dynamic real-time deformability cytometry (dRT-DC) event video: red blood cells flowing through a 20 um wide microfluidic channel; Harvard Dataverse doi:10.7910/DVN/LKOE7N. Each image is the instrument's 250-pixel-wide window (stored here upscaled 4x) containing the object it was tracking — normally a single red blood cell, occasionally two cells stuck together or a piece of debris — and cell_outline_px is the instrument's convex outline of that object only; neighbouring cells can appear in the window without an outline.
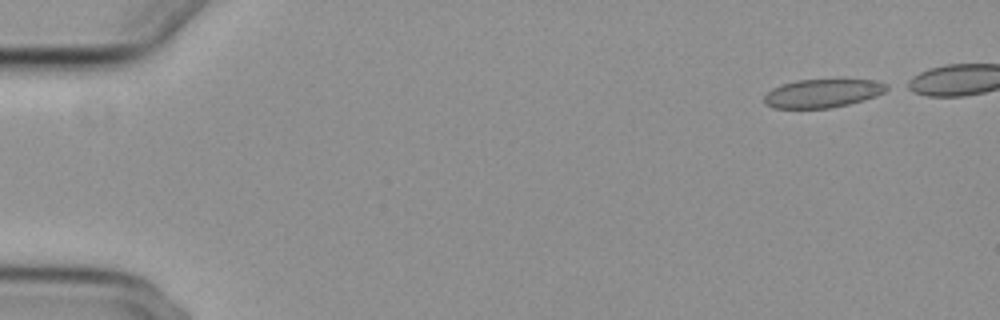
{"species": "common noctule bat (a hibernating species)", "species_latin": "Nyctalus noctula", "temperature_condition": "cold", "stored_images_in_passage": 46, "camera_frame_rate_fps": 3000, "um_per_image_px": 0.085, "animal": {"sex": "female", "body_mass_g": 29.2, "forearm_length_mm": 56.3}, "frame": {"image": 1, "passage_image": 1, "time_ms": 0.0, "image_size_px": [1000, 320], "cell_outline_px": [[892, 88], [876, 96], [864, 100], [832, 108], [772, 108], [764, 104], [764, 96], [772, 88], [796, 80], [876, 80], [888, 84]], "centroid_in_image_um": [69.95, 7.94], "position_along_channel_um": 15.0, "area_um2": 20.4}}
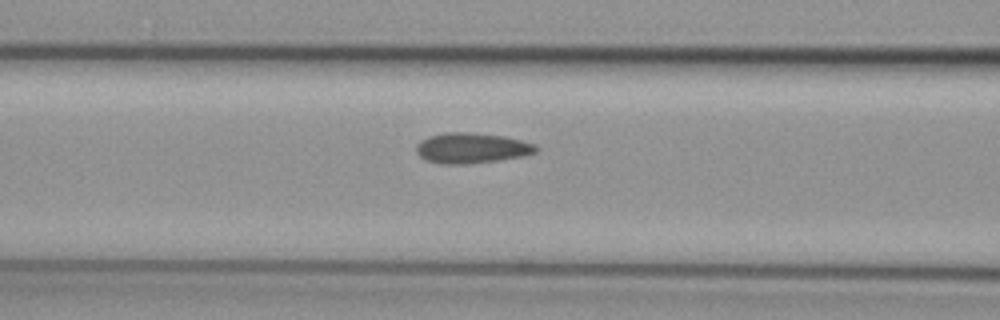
{"frame": {"image": 2, "passage_image": 20, "time_ms": 6.333, "image_size_px": [1000, 320], "cell_outline_px": [[540, 148], [536, 152], [524, 156], [468, 164], [440, 164], [424, 160], [416, 152], [416, 144], [420, 140], [428, 136], [444, 132], [468, 132], [504, 136], [536, 144]], "centroid_in_image_um": [40.06, 12.58], "position_along_channel_um": 126.5, "area_um2": 21.44}}
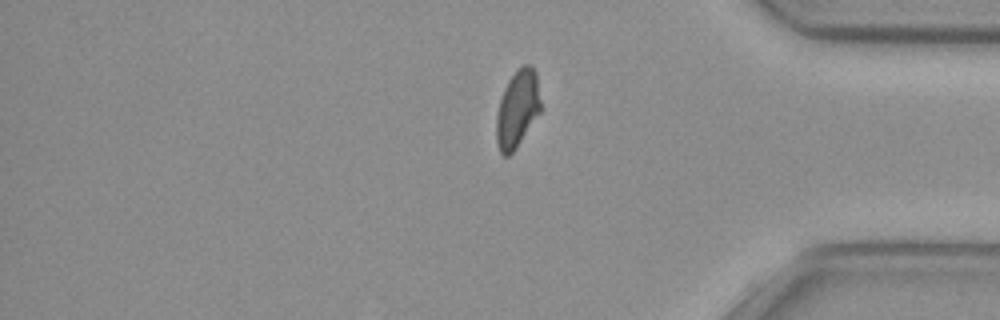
{"frame": {"image": 3, "passage_image": 43, "time_ms": 14.0, "image_size_px": [1000, 320], "cell_outline_px": [[540, 112], [516, 148], [508, 156], [504, 156], [500, 152], [496, 144], [496, 116], [500, 100], [504, 88], [508, 80], [524, 64], [532, 64], [536, 72], [540, 100]], "centroid_in_image_um": [43.97, 9.26], "position_along_channel_um": 391.2, "area_um2": 19.83}, "authors_computed_cell_mechanics": {"area_um2": 20.808, "velocity_mm_per_s": 3.7199, "shape_relaxation_time_tau1_ms": 9.7294, "shape_relaxation_time_tau2_ms": 1.2364, "deformation_change_tau1": 0.1701, "deformation_change_tau2": 0.0636}}